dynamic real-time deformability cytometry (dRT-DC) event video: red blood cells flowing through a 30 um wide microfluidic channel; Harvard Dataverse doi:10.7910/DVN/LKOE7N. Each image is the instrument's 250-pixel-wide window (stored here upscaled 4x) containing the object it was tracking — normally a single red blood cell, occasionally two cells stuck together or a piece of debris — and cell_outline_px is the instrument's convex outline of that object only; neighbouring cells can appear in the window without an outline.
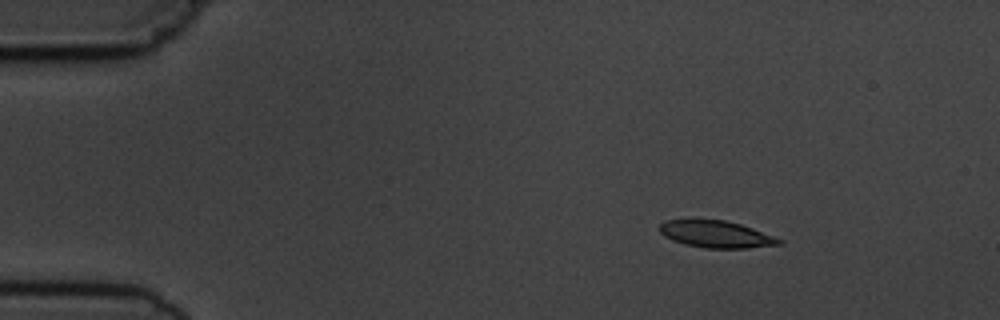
{"species": "common noctule bat (a hibernating species)", "species_latin": "Nyctalus noctula", "temperature_condition": "cold", "stored_images_in_passage": 4, "camera_frame_rate_fps": 3000, "um_per_image_px": 0.085, "animal": {"sex": "male", "body_mass_g": 19.5, "forearm_length_mm": 54.6}, "frame": {"image": 1, "passage_image": 1, "time_ms": 0.0, "image_size_px": [1000, 320], "cell_outline_px": [[784, 244], [748, 248], [704, 248], [684, 244], [672, 240], [664, 236], [660, 232], [660, 224], [664, 220], [692, 216], [724, 220], [740, 224], [752, 228], [784, 240]], "centroid_in_image_um": [60.8, 19.86], "position_along_channel_um": 24.2, "area_um2": 19.59}}
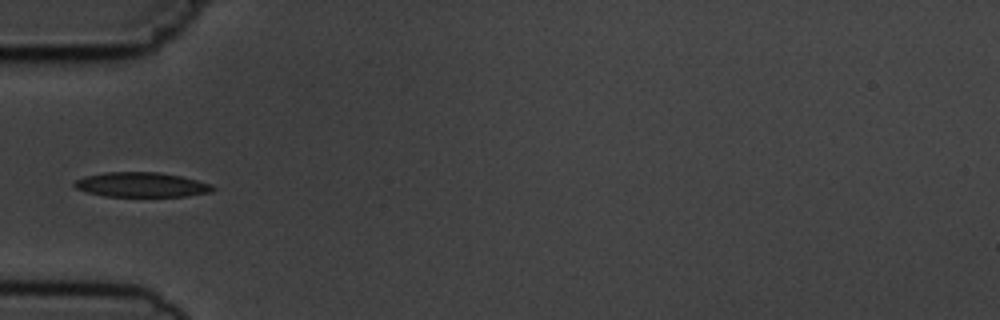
{"frame": {"image": 2, "passage_image": 4, "time_ms": 3.333, "image_size_px": [1000, 320], "cell_outline_px": [[216, 188], [212, 192], [188, 196], [104, 196], [84, 192], [76, 188], [72, 184], [76, 180], [88, 176], [104, 172], [160, 172], [180, 176], [212, 184]], "centroid_in_image_um": [12.03, 15.7], "position_along_channel_um": 73.0, "area_um2": 19.94}}